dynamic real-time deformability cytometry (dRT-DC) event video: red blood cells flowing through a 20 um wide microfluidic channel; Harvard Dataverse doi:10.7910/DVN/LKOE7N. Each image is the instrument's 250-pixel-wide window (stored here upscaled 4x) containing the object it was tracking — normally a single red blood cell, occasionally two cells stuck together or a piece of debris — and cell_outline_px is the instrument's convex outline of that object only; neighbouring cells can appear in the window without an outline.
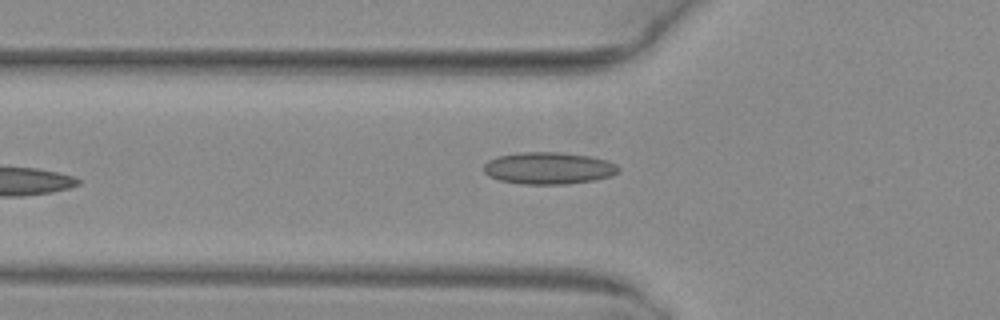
{"species": "common noctule bat (a hibernating species)", "species_latin": "Nyctalus noctula", "temperature_condition": "warm", "stored_images_in_passage": 5, "camera_frame_rate_fps": 3000, "um_per_image_px": 0.085, "animal": {"sex": "female", "body_mass_g": 29.2, "forearm_length_mm": 56.3}, "frame": {"image": 1, "passage_image": 5, "time_ms": 1.333, "image_size_px": [1000, 320], "cell_outline_px": [[620, 172], [612, 176], [596, 180], [568, 184], [524, 184], [500, 180], [488, 176], [484, 172], [484, 164], [488, 160], [496, 156], [520, 152], [560, 152], [592, 156], [608, 160], [616, 164], [620, 168]], "centroid_in_image_um": [46.67, 14.29], "position_along_channel_um": 79.1, "area_um2": 25.49}}